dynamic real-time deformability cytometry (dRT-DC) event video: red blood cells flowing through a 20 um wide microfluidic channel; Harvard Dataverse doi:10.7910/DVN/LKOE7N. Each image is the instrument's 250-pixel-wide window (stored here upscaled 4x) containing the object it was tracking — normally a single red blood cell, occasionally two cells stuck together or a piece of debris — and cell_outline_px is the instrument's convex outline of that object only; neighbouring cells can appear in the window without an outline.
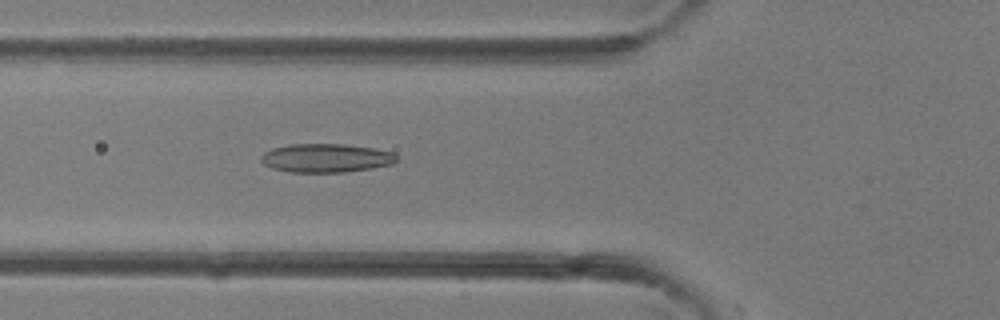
{"species": "common noctule bat (a hibernating species)", "species_latin": "Nyctalus noctula", "temperature_condition": "room temperature", "stored_images_in_passage": 16, "camera_frame_rate_fps": 3000, "um_per_image_px": 0.085, "animal": {"sex": "female"}, "frame": {"image": 1, "passage_image": 15, "time_ms": 4.667, "image_size_px": [1000, 320], "cell_outline_px": [[400, 160], [392, 164], [372, 168], [344, 172], [288, 172], [272, 168], [264, 164], [260, 160], [260, 156], [264, 152], [272, 148], [292, 144], [344, 144], [372, 148], [392, 152]], "centroid_in_image_um": [27.7, 13.43], "position_along_channel_um": 98.1, "area_um2": 22.72}}